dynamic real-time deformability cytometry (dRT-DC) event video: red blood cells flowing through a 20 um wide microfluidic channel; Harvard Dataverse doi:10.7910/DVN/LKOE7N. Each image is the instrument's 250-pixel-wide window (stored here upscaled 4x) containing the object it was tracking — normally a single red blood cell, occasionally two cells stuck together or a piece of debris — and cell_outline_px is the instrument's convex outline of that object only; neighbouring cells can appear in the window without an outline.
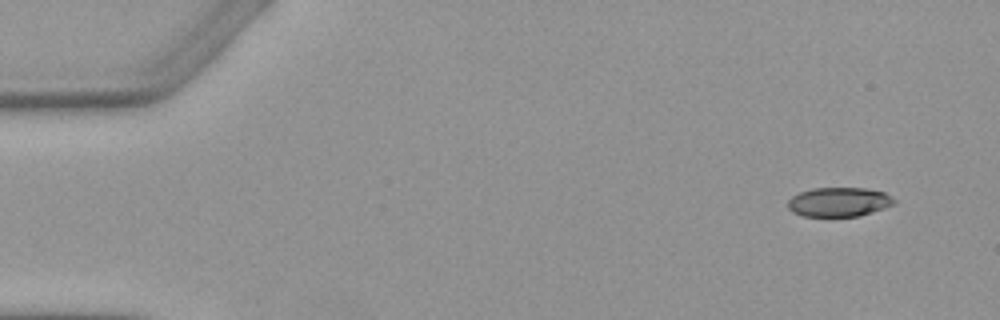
{"species": "Egyptian fruit bat (a non-hibernating species)", "species_latin": "Rousettus aegyptiacus", "temperature_condition": "warm", "stored_images_in_passage": 8, "camera_frame_rate_fps": 3000, "um_per_image_px": 0.085, "animal": {"sex": "female"}, "frame": {"image": 1, "passage_image": 1, "time_ms": 0.0, "image_size_px": [1000, 320], "cell_outline_px": [[896, 204], [860, 216], [800, 216], [792, 212], [788, 208], [788, 200], [792, 196], [800, 192], [812, 188], [864, 188], [884, 192], [892, 196], [896, 200]], "centroid_in_image_um": [71.32, 17.17], "position_along_channel_um": 13.7, "area_um2": 18.26}}
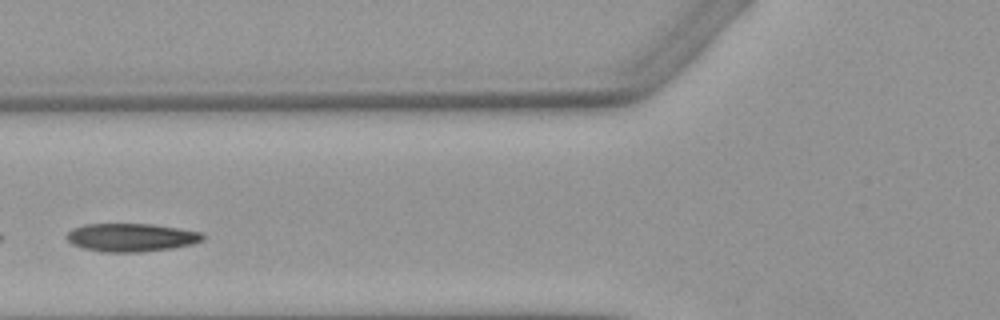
{"frame": {"image": 2, "passage_image": 7, "time_ms": 7.333, "image_size_px": [1000, 320], "cell_outline_px": [[204, 240], [192, 244], [172, 248], [140, 252], [104, 252], [84, 248], [72, 244], [64, 236], [72, 228], [84, 224], [152, 224], [180, 228], [204, 232]], "centroid_in_image_um": [11.17, 20.17], "position_along_channel_um": 114.6, "area_um2": 22.54}}
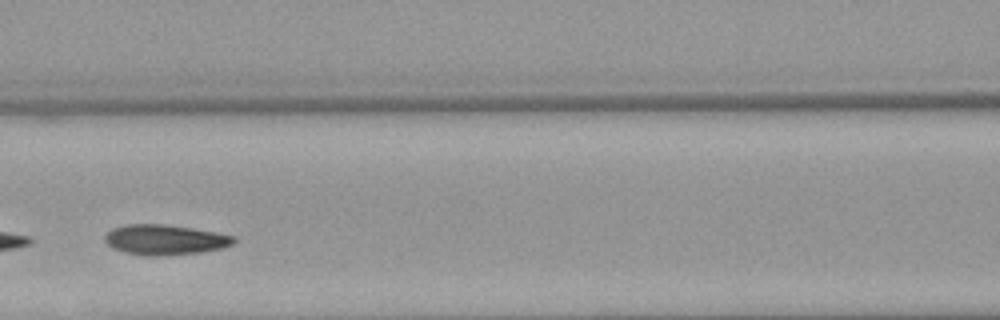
{"frame": {"image": 3, "passage_image": 8, "time_ms": 8.333, "image_size_px": [1000, 320], "cell_outline_px": [[236, 240], [232, 244], [220, 248], [200, 252], [164, 256], [144, 256], [124, 252], [112, 248], [104, 240], [104, 236], [112, 228], [124, 224], [164, 224], [192, 228], [216, 232], [236, 236]], "centroid_in_image_um": [13.99, 20.38], "position_along_channel_um": 152.6, "area_um2": 22.83}}